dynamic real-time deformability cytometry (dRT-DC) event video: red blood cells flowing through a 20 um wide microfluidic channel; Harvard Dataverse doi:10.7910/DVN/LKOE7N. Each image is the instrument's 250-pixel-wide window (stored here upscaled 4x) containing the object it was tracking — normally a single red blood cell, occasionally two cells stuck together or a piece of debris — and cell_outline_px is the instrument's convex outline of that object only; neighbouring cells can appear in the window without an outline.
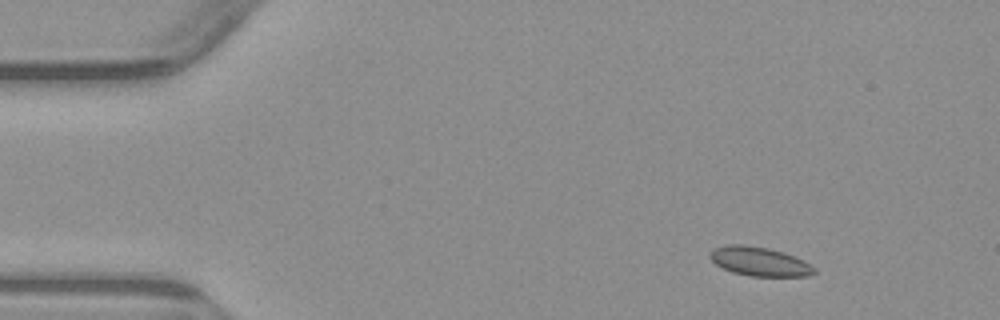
{"species": "common noctule bat (a hibernating species)", "species_latin": "Nyctalus noctula", "temperature_condition": "warm", "stored_images_in_passage": 6, "camera_frame_rate_fps": 3000, "um_per_image_px": 0.085, "animal": {"sex": "male", "body_mass_g": 23.1, "forearm_length_mm": 52.7}, "frame": {"image": 1, "passage_image": 1, "time_ms": 0.0, "image_size_px": [1000, 320], "cell_outline_px": [[816, 272], [808, 276], [752, 276], [732, 272], [716, 264], [708, 256], [716, 248], [728, 244], [744, 244], [768, 248], [784, 252], [804, 260], [816, 268]], "centroid_in_image_um": [64.59, 22.22], "position_along_channel_um": 20.4, "area_um2": 17.57}}
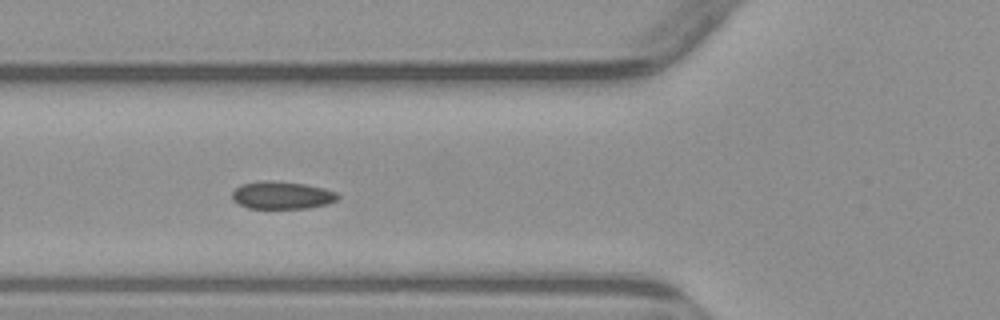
{"frame": {"image": 2, "passage_image": 4, "time_ms": 4.333, "image_size_px": [1000, 320], "cell_outline_px": [[340, 196], [336, 200], [328, 204], [304, 208], [248, 208], [232, 200], [232, 192], [240, 184], [264, 180], [272, 180], [304, 184], [324, 188], [336, 192]], "centroid_in_image_um": [23.95, 16.58], "position_along_channel_um": 101.9, "area_um2": 16.99}}
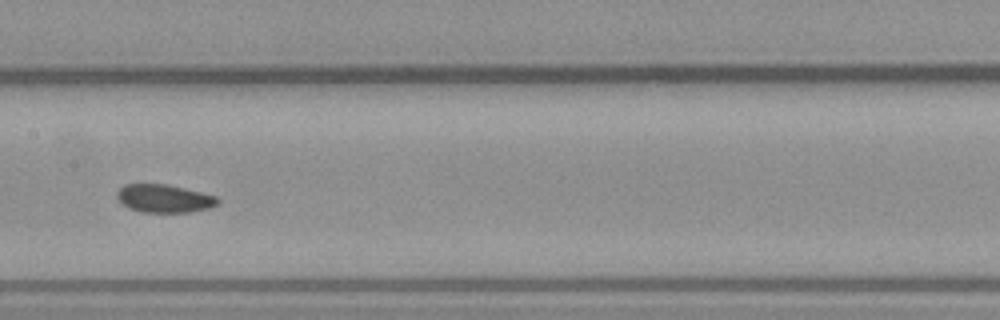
{"frame": {"image": 3, "passage_image": 6, "time_ms": 6.667, "image_size_px": [1000, 320], "cell_outline_px": [[220, 204], [208, 208], [188, 212], [140, 212], [128, 208], [116, 196], [116, 192], [124, 184], [168, 184], [216, 196], [220, 200]], "centroid_in_image_um": [13.96, 16.87], "position_along_channel_um": 193.4, "area_um2": 16.47}}